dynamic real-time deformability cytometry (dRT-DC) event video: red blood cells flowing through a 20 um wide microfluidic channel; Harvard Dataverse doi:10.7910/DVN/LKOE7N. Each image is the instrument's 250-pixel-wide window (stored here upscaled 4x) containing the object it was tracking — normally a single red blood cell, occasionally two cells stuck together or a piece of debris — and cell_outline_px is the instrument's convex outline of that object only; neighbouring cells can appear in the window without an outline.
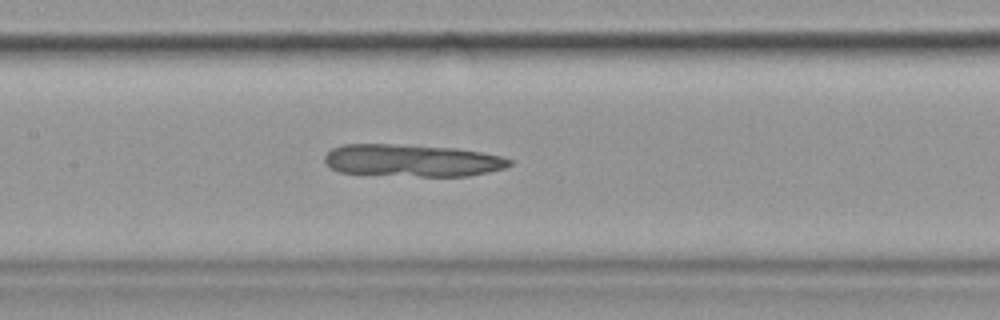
{"species": "common noctule bat (a hibernating species)", "species_latin": "Nyctalus noctula", "temperature_condition": "cold", "stored_images_in_passage": 37, "camera_frame_rate_fps": 3000, "um_per_image_px": 0.085, "animal": {"sex": "female", "body_mass_g": 19.9}, "frame": {"image": 1, "passage_image": 18, "time_ms": 5.667, "image_size_px": [1000, 320], "cell_outline_px": [[512, 164], [504, 168], [488, 172], [468, 176], [420, 176], [340, 172], [332, 168], [324, 160], [324, 156], [332, 148], [344, 144], [392, 144], [456, 148], [480, 152], [500, 156], [512, 160]], "centroid_in_image_um": [35.04, 13.63], "position_along_channel_um": 172.4, "area_um2": 34.45}}
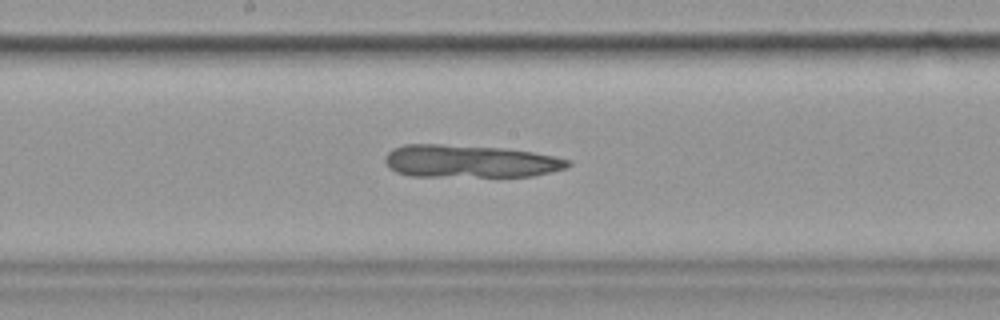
{"frame": {"image": 2, "passage_image": 21, "time_ms": 6.667, "image_size_px": [1000, 320], "cell_outline_px": [[572, 164], [568, 168], [532, 176], [408, 176], [396, 172], [388, 168], [384, 160], [384, 156], [392, 148], [404, 144], [440, 144], [500, 148], [532, 152], [552, 156], [568, 160]], "centroid_in_image_um": [39.88, 13.71], "position_along_channel_um": 208.3, "area_um2": 34.8}}